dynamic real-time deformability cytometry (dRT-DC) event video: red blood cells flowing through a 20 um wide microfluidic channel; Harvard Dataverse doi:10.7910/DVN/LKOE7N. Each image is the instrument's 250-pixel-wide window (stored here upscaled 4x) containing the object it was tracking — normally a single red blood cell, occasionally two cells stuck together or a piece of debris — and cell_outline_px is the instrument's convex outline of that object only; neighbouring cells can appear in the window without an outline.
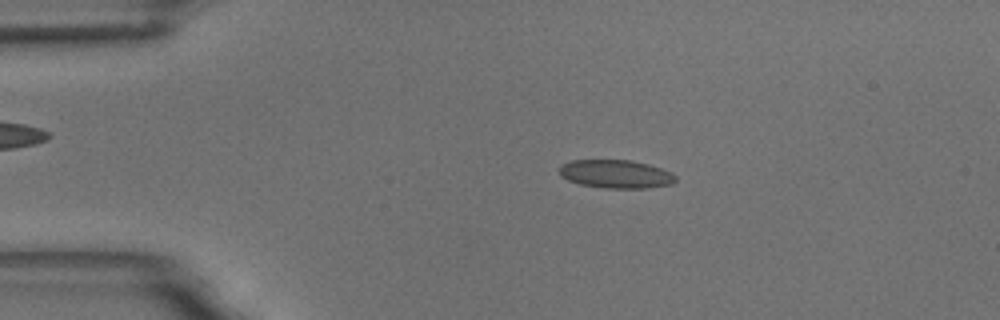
{"species": "common noctule bat (a hibernating species)", "species_latin": "Nyctalus noctula", "temperature_condition": "room temperature", "stored_images_in_passage": 54, "camera_frame_rate_fps": 3000, "um_per_image_px": 0.085, "animal": {"sex": "male", "body_mass_g": 18.8}, "frame": {"image": 1, "passage_image": 10, "time_ms": 3.0, "image_size_px": [1000, 320], "cell_outline_px": [[676, 180], [672, 184], [648, 188], [604, 188], [580, 184], [568, 180], [560, 176], [560, 168], [564, 164], [572, 160], [632, 160], [648, 164], [672, 172], [676, 176]], "centroid_in_image_um": [52.38, 14.79], "position_along_channel_um": 32.6, "area_um2": 19.19}}
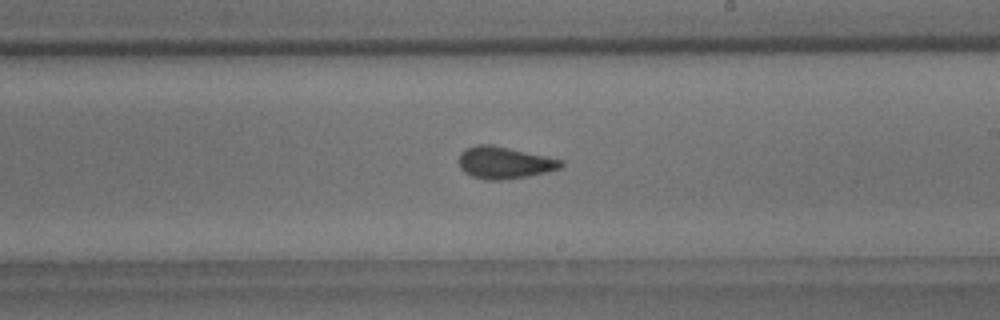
{"frame": {"image": 2, "passage_image": 31, "time_ms": 10.0, "image_size_px": [1000, 320], "cell_outline_px": [[564, 164], [560, 168], [548, 172], [528, 176], [500, 180], [484, 180], [472, 176], [464, 172], [460, 168], [460, 152], [464, 148], [476, 144], [492, 144], [564, 160]], "centroid_in_image_um": [42.87, 13.82], "position_along_channel_um": 246.1, "area_um2": 19.19}}
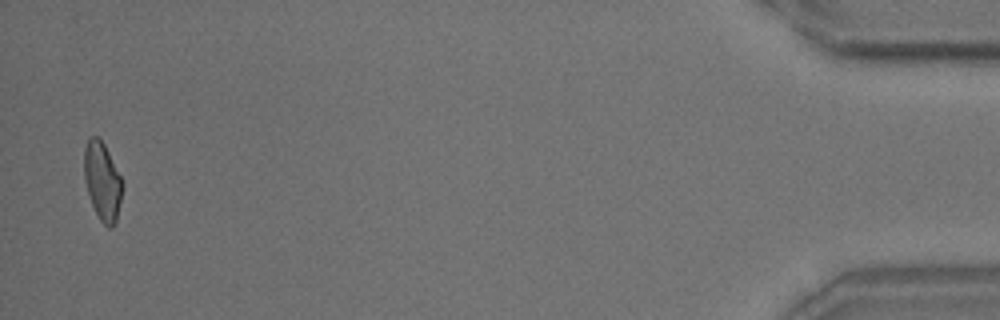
{"frame": {"image": 3, "passage_image": 53, "time_ms": 17.333, "image_size_px": [1000, 320], "cell_outline_px": [[120, 200], [116, 220], [112, 228], [108, 228], [100, 220], [92, 204], [88, 192], [84, 176], [84, 148], [88, 140], [92, 136], [96, 136], [104, 144], [120, 176]], "centroid_in_image_um": [8.67, 15.4], "position_along_channel_um": 426.5, "area_um2": 16.7}, "authors_computed_cell_mechanics": {"area_um2": 18.6694, "velocity_mm_per_s": 3.6681, "shape_relaxation_time_tau1_ms": null, "shape_relaxation_time_tau2_ms": 1.4109, "deformation_change_tau1": null, "deformation_change_tau2": 0.0886}}